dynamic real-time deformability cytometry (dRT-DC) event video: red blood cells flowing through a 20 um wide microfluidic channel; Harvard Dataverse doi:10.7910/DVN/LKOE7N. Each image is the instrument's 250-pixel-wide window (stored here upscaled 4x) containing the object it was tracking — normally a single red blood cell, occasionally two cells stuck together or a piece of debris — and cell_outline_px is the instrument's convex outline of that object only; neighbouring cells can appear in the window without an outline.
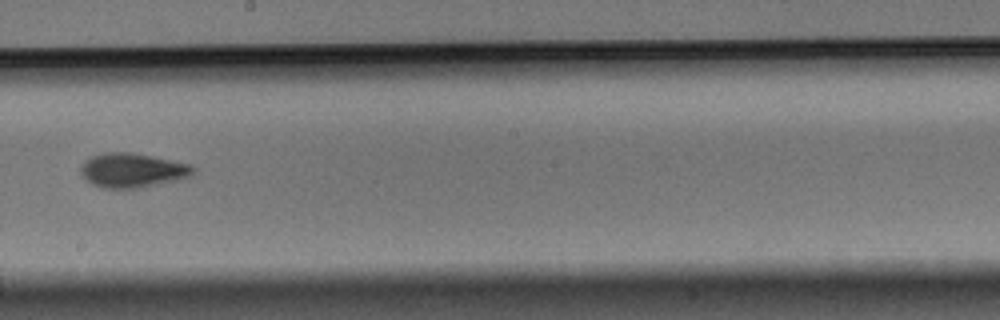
{"species": "Egyptian fruit bat (a non-hibernating species)", "species_latin": "Rousettus aegyptiacus", "temperature_condition": "warm", "stored_images_in_passage": 8, "camera_frame_rate_fps": 3000, "um_per_image_px": 0.085, "animal": {"sex": "male"}, "frame": {"image": 1, "passage_image": 8, "time_ms": 2.333, "image_size_px": [1000, 320], "cell_outline_px": [[196, 172], [192, 176], [180, 180], [140, 188], [104, 188], [92, 184], [80, 172], [80, 168], [92, 156], [108, 152], [128, 152], [192, 164], [196, 168]], "centroid_in_image_um": [11.34, 14.49], "position_along_channel_um": 236.9, "area_um2": 22.43}}